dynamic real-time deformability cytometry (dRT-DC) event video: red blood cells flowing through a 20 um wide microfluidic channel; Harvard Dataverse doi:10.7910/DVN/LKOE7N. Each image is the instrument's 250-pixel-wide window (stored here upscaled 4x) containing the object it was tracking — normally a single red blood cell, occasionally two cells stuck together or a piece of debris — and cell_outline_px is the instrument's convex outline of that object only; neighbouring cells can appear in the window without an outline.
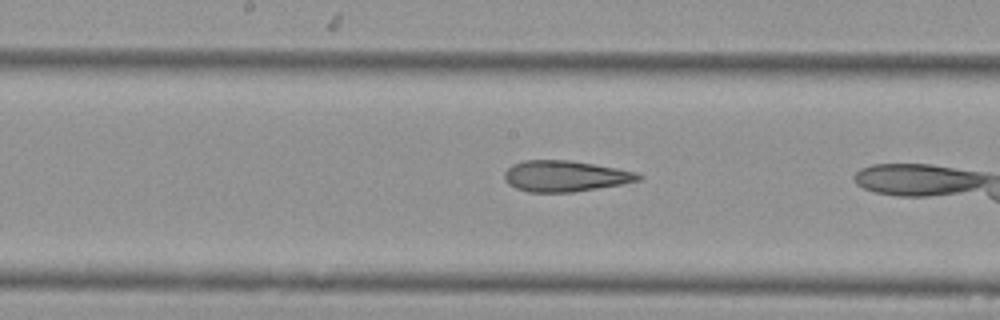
{"species": "Egyptian fruit bat (a non-hibernating species)", "species_latin": "Rousettus aegyptiacus", "temperature_condition": "cold", "stored_images_in_passage": 36, "camera_frame_rate_fps": 3000, "um_per_image_px": 0.085, "animal": {"sex": "female"}, "frame": {"image": 1, "passage_image": 21, "time_ms": 6.667, "image_size_px": [1000, 320], "cell_outline_px": [[644, 176], [640, 180], [620, 184], [572, 192], [528, 192], [516, 188], [508, 184], [504, 180], [504, 172], [512, 164], [524, 160], [568, 160], [616, 168], [636, 172]], "centroid_in_image_um": [47.99, 14.96], "position_along_channel_um": 200.2, "area_um2": 24.04}}